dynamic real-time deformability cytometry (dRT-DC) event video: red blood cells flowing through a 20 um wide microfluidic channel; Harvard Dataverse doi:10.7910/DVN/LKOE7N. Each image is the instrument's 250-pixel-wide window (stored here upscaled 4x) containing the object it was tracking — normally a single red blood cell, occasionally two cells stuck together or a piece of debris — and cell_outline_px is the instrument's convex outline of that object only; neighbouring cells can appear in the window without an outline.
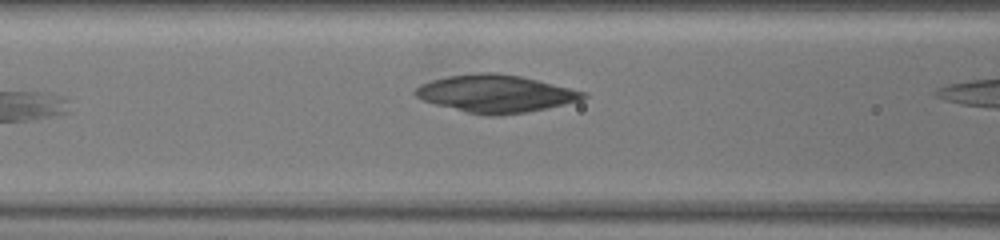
{"species": "common noctule bat (a hibernating species)", "species_latin": "Nyctalus noctula", "temperature_condition": "warm", "stored_images_in_passage": 7, "camera_frame_rate_fps": 3000, "um_per_image_px": 0.085, "animal": {"sex": "female", "body_mass_g": 19.5, "forearm_length_mm": 54.1}, "frame": {"image": 1, "passage_image": 6, "time_ms": 1.667, "image_size_px": [1000, 240], "cell_outline_px": [[588, 96], [580, 100], [564, 104], [528, 112], [500, 116], [488, 116], [468, 112], [436, 104], [424, 100], [416, 96], [412, 92], [420, 84], [432, 80], [448, 76], [476, 72], [492, 72], [520, 76], [584, 92]], "centroid_in_image_um": [42.09, 7.96], "position_along_channel_um": 124.5, "area_um2": 36.3}}